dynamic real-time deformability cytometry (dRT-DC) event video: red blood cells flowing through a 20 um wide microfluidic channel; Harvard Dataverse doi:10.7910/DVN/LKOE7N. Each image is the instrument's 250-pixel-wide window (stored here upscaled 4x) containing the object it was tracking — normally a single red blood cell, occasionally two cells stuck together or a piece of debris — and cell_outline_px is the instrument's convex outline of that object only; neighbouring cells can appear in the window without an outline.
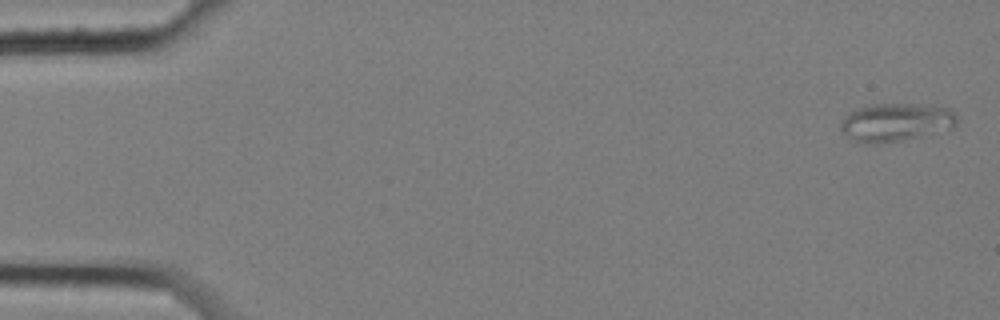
{"species": "common noctule bat (a hibernating species)", "species_latin": "Nyctalus noctula", "temperature_condition": "cold", "stored_images_in_passage": 4, "camera_frame_rate_fps": 3000, "um_per_image_px": 0.085, "animal": {"sex": "female", "body_mass_g": 25.1}, "frame": {"image": 1, "passage_image": 1, "time_ms": 0.0, "image_size_px": [1000, 320], "cell_outline_px": [[956, 124], [952, 128], [920, 136], [900, 140], [876, 144], [856, 140], [848, 136], [840, 128], [840, 124], [844, 116], [848, 112], [856, 108], [876, 104], [912, 104], [948, 108], [956, 116]], "centroid_in_image_um": [76.12, 10.38], "position_along_channel_um": 8.9, "area_um2": 25.32}}